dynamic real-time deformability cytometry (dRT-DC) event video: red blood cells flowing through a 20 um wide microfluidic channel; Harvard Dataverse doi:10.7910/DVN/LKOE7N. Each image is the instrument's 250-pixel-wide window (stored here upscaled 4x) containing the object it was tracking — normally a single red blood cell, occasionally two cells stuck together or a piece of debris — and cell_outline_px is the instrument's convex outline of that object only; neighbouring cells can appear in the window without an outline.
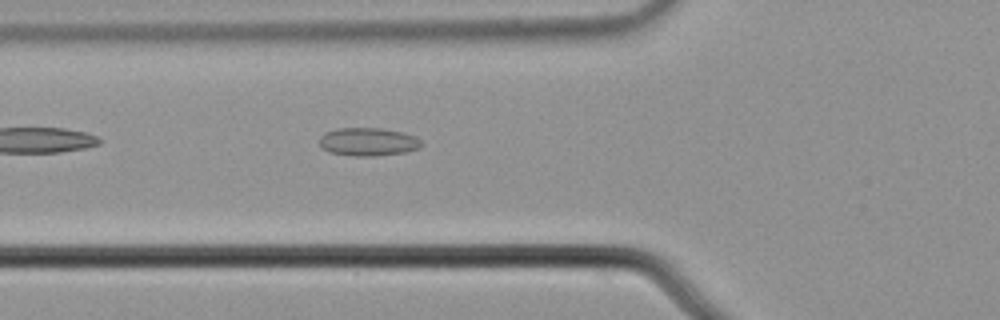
{"species": "common noctule bat (a hibernating species)", "species_latin": "Nyctalus noctula", "temperature_condition": "cold", "stored_images_in_passage": 6, "camera_frame_rate_fps": 3000, "um_per_image_px": 0.085, "animal": {"sex": "male", "body_mass_g": 21.5, "forearm_length_mm": 52.0}, "frame": {"image": 1, "passage_image": 6, "time_ms": 1.667, "image_size_px": [1000, 320], "cell_outline_px": [[424, 144], [420, 148], [404, 152], [376, 156], [352, 156], [328, 152], [320, 148], [320, 136], [324, 132], [336, 128], [380, 128], [404, 132], [416, 136]], "centroid_in_image_um": [31.28, 12.05], "position_along_channel_um": 94.5, "area_um2": 17.05}}